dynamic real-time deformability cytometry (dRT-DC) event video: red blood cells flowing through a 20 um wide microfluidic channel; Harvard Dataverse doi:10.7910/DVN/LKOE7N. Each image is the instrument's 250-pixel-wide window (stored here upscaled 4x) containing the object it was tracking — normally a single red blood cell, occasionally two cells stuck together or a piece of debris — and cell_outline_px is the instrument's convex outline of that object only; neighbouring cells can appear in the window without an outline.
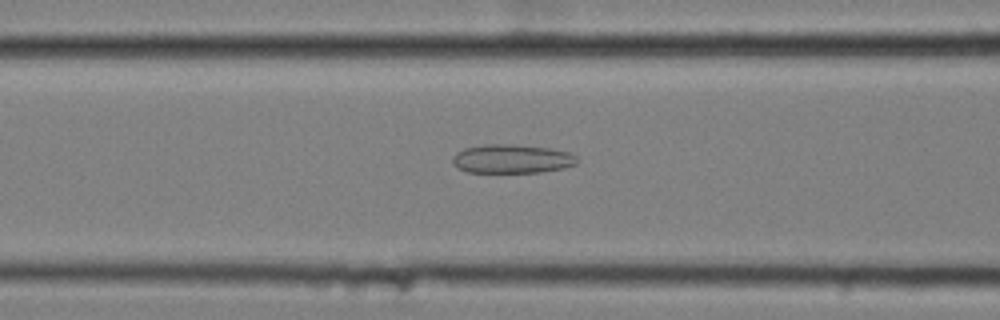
{"species": "common noctule bat (a hibernating species)", "species_latin": "Nyctalus noctula", "temperature_condition": "cold", "stored_images_in_passage": 50, "camera_frame_rate_fps": 3000, "um_per_image_px": 0.085, "animal": {"sex": "female", "body_mass_g": 25.1}, "frame": {"image": 1, "passage_image": 16, "time_ms": 5.0, "image_size_px": [1000, 320], "cell_outline_px": [[580, 160], [576, 164], [564, 168], [540, 172], [468, 172], [456, 168], [452, 164], [452, 156], [456, 152], [464, 148], [484, 144], [512, 144], [548, 148], [568, 152], [576, 156]], "centroid_in_image_um": [43.48, 13.5], "position_along_channel_um": 123.1, "area_um2": 21.1}}
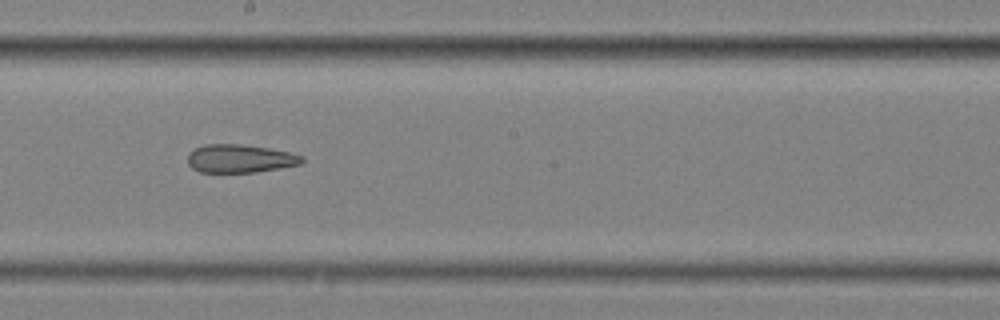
{"frame": {"image": 2, "passage_image": 25, "time_ms": 8.0, "image_size_px": [1000, 320], "cell_outline_px": [[304, 160], [300, 164], [280, 168], [256, 172], [200, 172], [192, 168], [188, 164], [188, 152], [204, 144], [240, 144], [268, 148], [288, 152], [304, 156]], "centroid_in_image_um": [20.38, 13.48], "position_along_channel_um": 227.8, "area_um2": 18.79}}
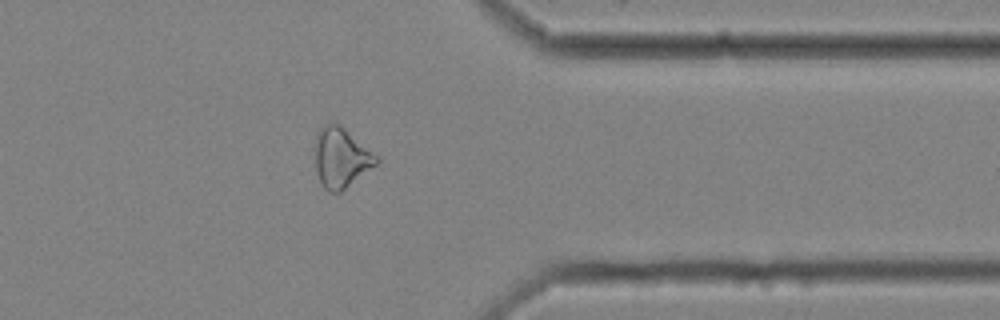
{"frame": {"image": 3, "passage_image": 39, "time_ms": 12.667, "image_size_px": [1000, 320], "cell_outline_px": [[380, 160], [376, 164], [340, 192], [328, 192], [324, 188], [316, 172], [316, 132], [324, 124], [336, 120], [380, 156]], "centroid_in_image_um": [29.01, 13.34], "position_along_channel_um": 382.4, "area_um2": 21.68}, "authors_computed_cell_mechanics": {"area_um2": 21.5883, "velocity_mm_per_s": 3.4931, "shape_relaxation_time_tau1_ms": null, "shape_relaxation_time_tau2_ms": 5.8503, "deformation_change_tau1": null, "deformation_change_tau2": 0.1591}}